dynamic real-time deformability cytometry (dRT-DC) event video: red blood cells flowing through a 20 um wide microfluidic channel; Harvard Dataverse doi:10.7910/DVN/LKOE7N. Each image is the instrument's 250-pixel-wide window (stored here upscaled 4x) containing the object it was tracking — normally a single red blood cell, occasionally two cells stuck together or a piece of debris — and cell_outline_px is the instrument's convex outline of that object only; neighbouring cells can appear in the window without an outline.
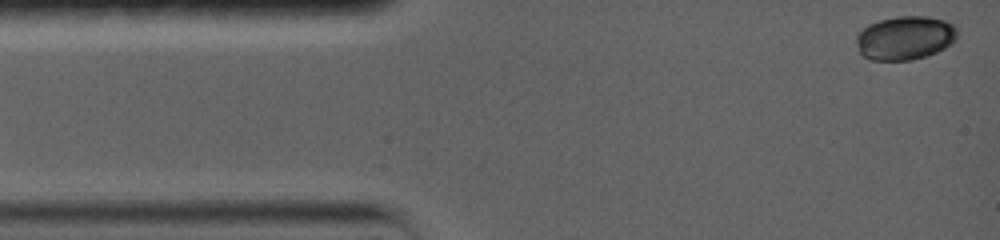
{"species": "common noctule bat (a hibernating species)", "species_latin": "Nyctalus noctula", "temperature_condition": "warm", "stored_images_in_passage": 22, "camera_frame_rate_fps": 5000, "um_per_image_px": 0.085, "animal": {"sex": "female", "body_mass_g": 19.0, "forearm_length_mm": 56.7}, "frame": {"image": 1, "passage_image": 1, "time_ms": 0.0, "image_size_px": [1000, 240], "cell_outline_px": [[956, 40], [944, 48], [936, 52], [912, 60], [872, 60], [864, 56], [860, 52], [856, 44], [856, 36], [868, 24], [880, 20], [896, 16], [928, 16], [944, 20], [952, 24], [956, 28]], "centroid_in_image_um": [76.92, 3.21], "position_along_channel_um": 8.1, "area_um2": 25.66}}
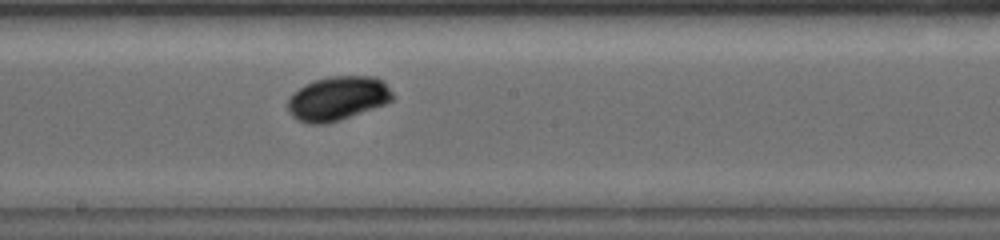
{"frame": {"image": 2, "passage_image": 13, "time_ms": 7.8, "image_size_px": [1000, 240], "cell_outline_px": [[396, 96], [392, 100], [384, 104], [340, 120], [328, 124], [308, 124], [296, 120], [288, 112], [288, 100], [304, 84], [312, 80], [328, 76], [376, 76], [384, 80]], "centroid_in_image_um": [28.72, 8.36], "position_along_channel_um": 219.5, "area_um2": 27.22}}
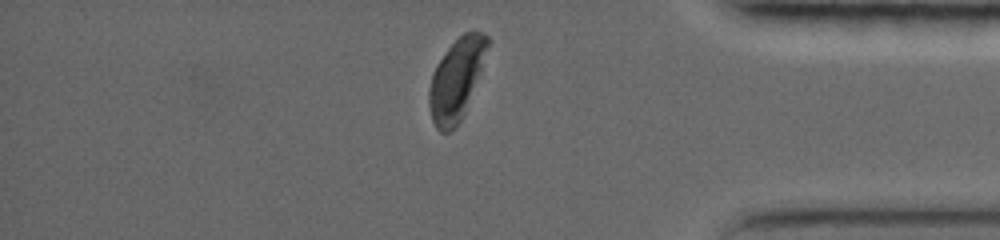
{"frame": {"image": 3, "passage_image": 22, "time_ms": 13.2, "image_size_px": [1000, 240], "cell_outline_px": [[488, 44], [480, 72], [464, 112], [460, 120], [448, 132], [440, 132], [436, 128], [432, 120], [428, 104], [428, 88], [432, 72], [436, 64], [448, 48], [464, 32], [484, 32], [488, 36]], "centroid_in_image_um": [38.74, 6.74], "position_along_channel_um": 396.5, "area_um2": 27.11}, "authors_computed_cell_mechanics": {"area_um2": 26.588, "velocity_mm_per_s": 3.6466, "shape_relaxation_time_tau1_ms": 2.0731, "shape_relaxation_time_tau2_ms": null, "deformation_change_tau1": 0.09, "deformation_change_tau2": null}}